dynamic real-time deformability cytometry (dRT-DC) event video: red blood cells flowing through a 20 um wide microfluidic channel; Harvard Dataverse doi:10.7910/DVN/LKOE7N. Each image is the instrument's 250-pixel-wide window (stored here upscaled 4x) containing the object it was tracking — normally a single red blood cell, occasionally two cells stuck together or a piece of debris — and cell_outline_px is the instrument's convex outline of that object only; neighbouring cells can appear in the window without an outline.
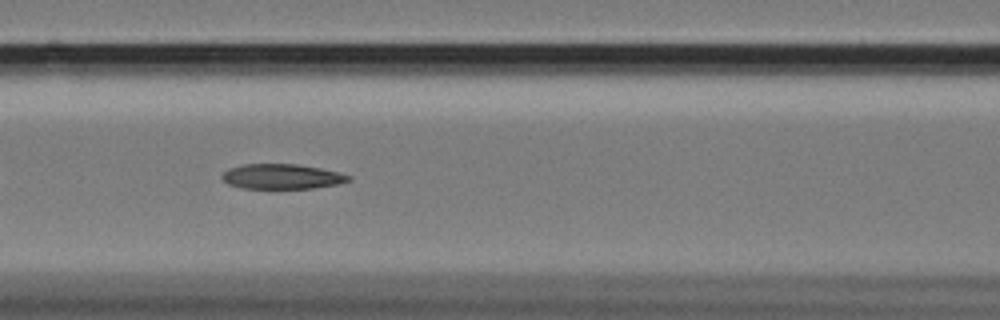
{"species": "Egyptian fruit bat (a non-hibernating species)", "species_latin": "Rousettus aegyptiacus", "temperature_condition": "cold", "stored_images_in_passage": 21, "camera_frame_rate_fps": 3000, "um_per_image_px": 0.085, "animal": {"sex": "female"}, "frame": {"image": 1, "passage_image": 10, "time_ms": 3.0, "image_size_px": [1000, 320], "cell_outline_px": [[352, 180], [336, 184], [312, 188], [240, 188], [228, 184], [220, 176], [228, 168], [244, 164], [296, 164], [320, 168], [340, 172], [352, 176]], "centroid_in_image_um": [23.96, 15.0], "position_along_channel_um": 142.6, "area_um2": 18.44}}